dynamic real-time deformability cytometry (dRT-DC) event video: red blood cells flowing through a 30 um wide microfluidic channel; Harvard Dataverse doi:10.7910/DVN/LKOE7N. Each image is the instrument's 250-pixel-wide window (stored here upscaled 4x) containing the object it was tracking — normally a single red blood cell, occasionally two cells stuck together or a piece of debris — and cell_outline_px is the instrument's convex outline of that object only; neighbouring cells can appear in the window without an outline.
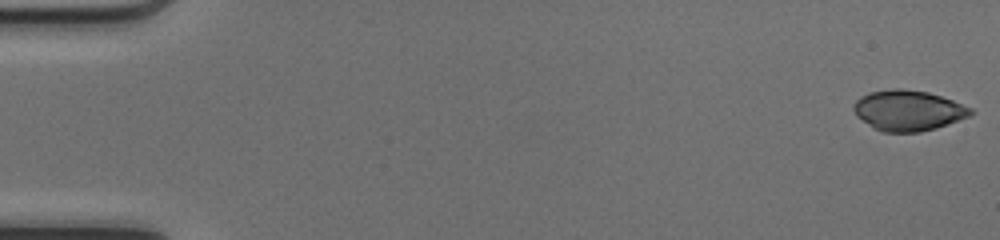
{"species": "common noctule bat (a hibernating species)", "species_latin": "Nyctalus noctula", "temperature_condition": "cold", "stored_images_in_passage": 49, "camera_frame_rate_fps": 3000, "um_per_image_px": 0.085, "animal": {"sex": "female", "body_mass_g": 17.0, "forearm_length_mm": 48.0}, "frame": {"image": 1, "passage_image": 1, "time_ms": 0.0, "image_size_px": [1000, 240], "cell_outline_px": [[972, 112], [968, 116], [948, 124], [936, 128], [920, 132], [880, 132], [856, 116], [852, 108], [852, 104], [860, 96], [868, 92], [892, 88], [904, 88], [928, 92], [952, 100], [972, 108]], "centroid_in_image_um": [77.14, 9.38], "position_along_channel_um": 7.9, "area_um2": 27.74}}